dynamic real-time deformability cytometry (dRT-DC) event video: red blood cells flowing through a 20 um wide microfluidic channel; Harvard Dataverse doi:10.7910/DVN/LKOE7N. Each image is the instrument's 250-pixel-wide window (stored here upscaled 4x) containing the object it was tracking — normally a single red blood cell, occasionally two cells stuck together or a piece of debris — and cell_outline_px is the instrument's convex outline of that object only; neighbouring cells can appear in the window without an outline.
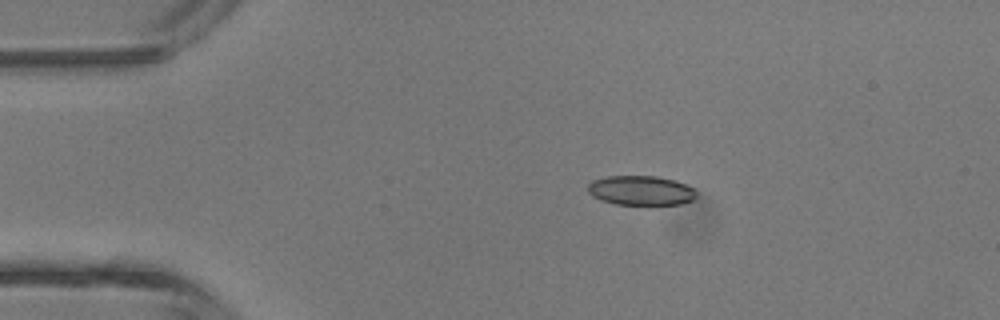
{"species": "common noctule bat (a hibernating species)", "species_latin": "Nyctalus noctula", "temperature_condition": "room temperature", "stored_images_in_passage": 3, "camera_frame_rate_fps": 3000, "um_per_image_px": 0.085, "animal": {"sex": "male", "body_mass_g": 13.3}, "frame": {"image": 1, "passage_image": 2, "time_ms": 1.0, "image_size_px": [1000, 320], "cell_outline_px": [[696, 196], [692, 200], [680, 204], [616, 204], [600, 200], [592, 196], [588, 192], [588, 184], [592, 180], [608, 176], [656, 176], [676, 180], [692, 188], [696, 192]], "centroid_in_image_um": [54.45, 16.18], "position_along_channel_um": 30.6, "area_um2": 18.61}}
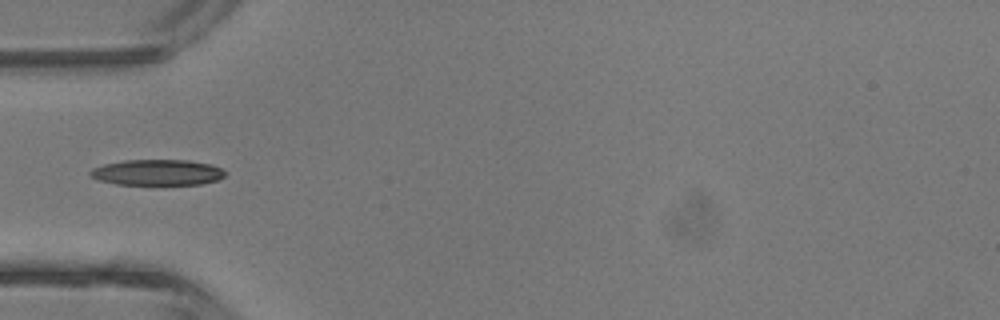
{"frame": {"image": 2, "passage_image": 3, "time_ms": 3.0, "image_size_px": [1000, 320], "cell_outline_px": [[228, 172], [220, 180], [200, 184], [116, 184], [96, 180], [88, 176], [88, 172], [92, 168], [104, 164], [124, 160], [188, 160], [212, 164]], "centroid_in_image_um": [13.36, 14.65], "position_along_channel_um": 71.6, "area_um2": 20.52}}